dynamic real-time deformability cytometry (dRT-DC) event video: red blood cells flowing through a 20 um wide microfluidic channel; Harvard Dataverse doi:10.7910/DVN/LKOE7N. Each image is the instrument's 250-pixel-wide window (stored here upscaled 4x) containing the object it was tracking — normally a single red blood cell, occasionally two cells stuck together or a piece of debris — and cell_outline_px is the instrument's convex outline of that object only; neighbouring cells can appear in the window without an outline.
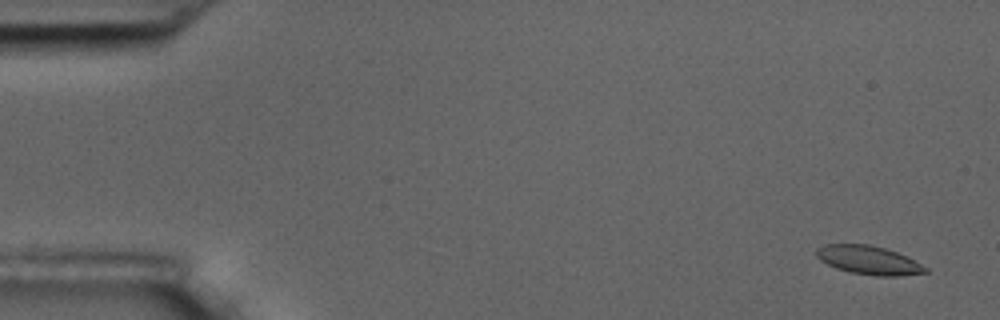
{"species": "common noctule bat (a hibernating species)", "species_latin": "Nyctalus noctula", "temperature_condition": "room temperature", "stored_images_in_passage": 54, "camera_frame_rate_fps": 3000, "um_per_image_px": 0.085, "animal": {"sex": "male", "body_mass_g": 17.5, "forearm_length_mm": 52.3}, "frame": {"image": 1, "passage_image": 1, "time_ms": 0.0, "image_size_px": [1000, 320], "cell_outline_px": [[928, 272], [900, 276], [876, 276], [848, 272], [836, 268], [820, 260], [816, 256], [816, 248], [824, 244], [868, 244], [884, 248], [896, 252], [928, 268]], "centroid_in_image_um": [73.79, 22.11], "position_along_channel_um": 11.2, "area_um2": 18.09}}
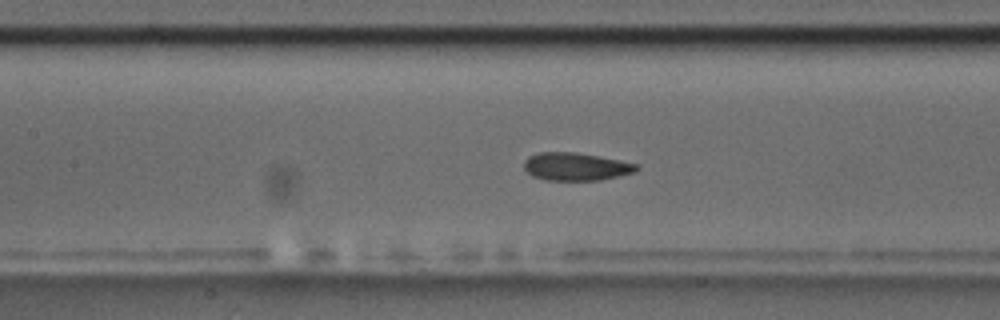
{"frame": {"image": 2, "passage_image": 24, "time_ms": 7.667, "image_size_px": [1000, 320], "cell_outline_px": [[640, 168], [636, 172], [600, 180], [544, 180], [532, 176], [524, 168], [524, 160], [528, 156], [540, 152], [576, 152], [600, 156], [640, 164]], "centroid_in_image_um": [48.98, 14.15], "position_along_channel_um": 158.4, "area_um2": 18.5}}
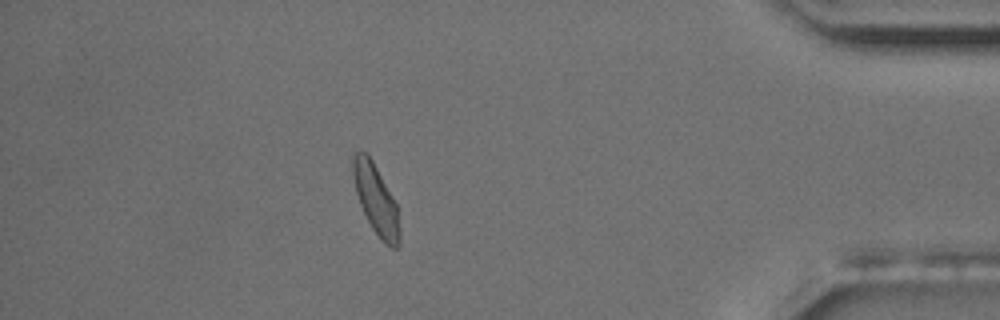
{"frame": {"image": 3, "passage_image": 48, "time_ms": 15.667, "image_size_px": [1000, 320], "cell_outline_px": [[400, 244], [396, 248], [392, 248], [384, 244], [380, 240], [372, 228], [360, 204], [356, 192], [352, 176], [352, 152], [368, 152], [396, 204], [400, 228]], "centroid_in_image_um": [31.95, 16.97], "position_along_channel_um": 403.3, "area_um2": 18.96}, "authors_computed_cell_mechanics": {"area_um2": 18.3804, "velocity_mm_per_s": 3.5999, "shape_relaxation_time_tau1_ms": 5.9791, "shape_relaxation_time_tau2_ms": 1.4933, "deformation_change_tau1": 0.1415, "deformation_change_tau2": 0.0701}}